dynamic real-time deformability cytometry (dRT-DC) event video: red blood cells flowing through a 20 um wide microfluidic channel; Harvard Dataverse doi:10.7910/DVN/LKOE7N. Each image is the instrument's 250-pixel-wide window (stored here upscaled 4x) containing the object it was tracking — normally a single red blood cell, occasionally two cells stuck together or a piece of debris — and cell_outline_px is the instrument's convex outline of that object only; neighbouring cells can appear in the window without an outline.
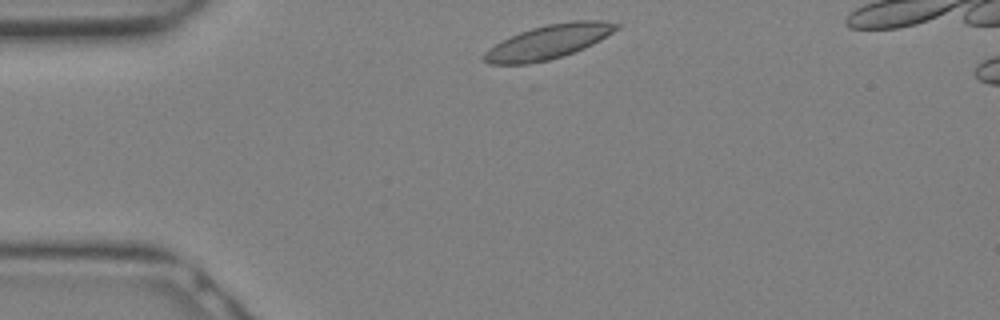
{"species": "Egyptian fruit bat (a non-hibernating species)", "species_latin": "Rousettus aegyptiacus", "temperature_condition": "warm", "stored_images_in_passage": 5, "camera_frame_rate_fps": 3000, "um_per_image_px": 0.085, "animal": {"sex": "female"}, "frame": {"image": 1, "passage_image": 1, "time_ms": 0.0, "image_size_px": [1000, 320], "cell_outline_px": [[620, 28], [592, 44], [584, 48], [548, 60], [528, 64], [488, 64], [484, 60], [484, 52], [488, 48], [520, 32], [532, 28], [548, 24], [572, 20], [600, 20], [620, 24]], "centroid_in_image_um": [46.63, 3.55], "position_along_channel_um": 38.4, "area_um2": 25.89}}
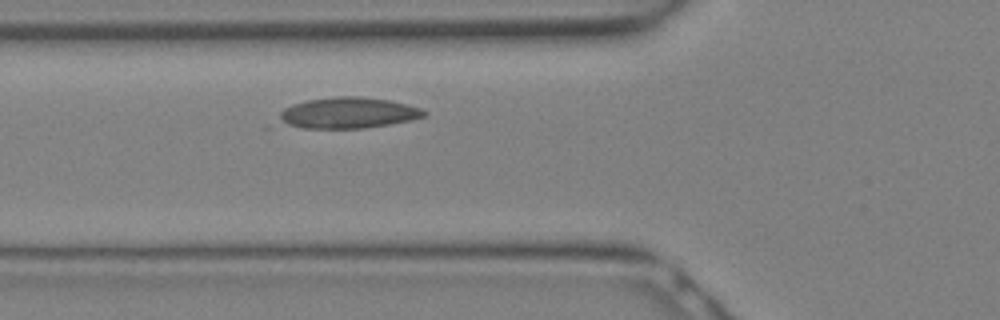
{"frame": {"image": 2, "passage_image": 5, "time_ms": 1.333, "image_size_px": [1000, 320], "cell_outline_px": [[428, 112], [424, 116], [412, 120], [364, 128], [264, 128], [284, 108], [292, 104], [304, 100], [336, 96], [360, 96], [388, 100], [408, 104], [420, 108]], "centroid_in_image_um": [29.29, 9.63], "position_along_channel_um": 96.5, "area_um2": 27.57}}